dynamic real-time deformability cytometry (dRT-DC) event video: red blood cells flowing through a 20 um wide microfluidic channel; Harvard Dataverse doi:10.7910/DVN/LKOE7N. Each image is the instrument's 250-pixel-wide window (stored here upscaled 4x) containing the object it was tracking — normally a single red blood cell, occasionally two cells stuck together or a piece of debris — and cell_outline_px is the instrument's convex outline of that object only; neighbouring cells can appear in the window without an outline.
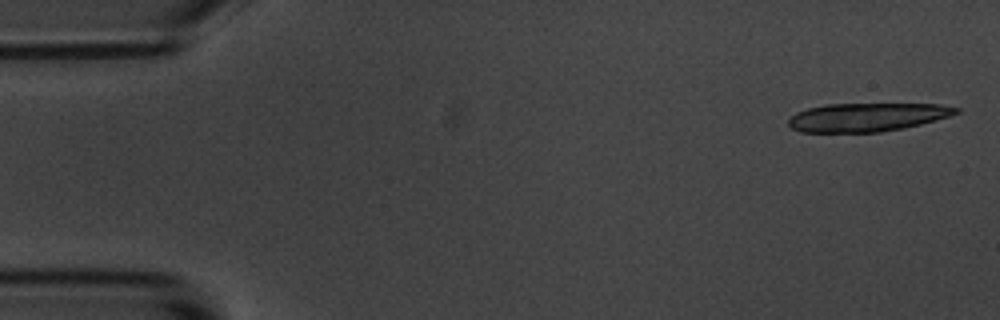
{"species": "common noctule bat (a hibernating species)", "species_latin": "Nyctalus noctula", "temperature_condition": "room temperature", "stored_images_in_passage": 6, "camera_frame_rate_fps": 3000, "um_per_image_px": 0.085, "animal": {"sex": "male", "body_mass_g": 20.1, "forearm_length_mm": 53.5}, "frame": {"image": 1, "passage_image": 1, "time_ms": 0.0, "image_size_px": [1000, 320], "cell_outline_px": [[960, 112], [948, 116], [920, 124], [904, 128], [880, 132], [800, 132], [792, 128], [788, 124], [788, 120], [796, 112], [808, 108], [828, 104], [940, 104], [960, 108]], "centroid_in_image_um": [73.69, 9.96], "position_along_channel_um": 11.3, "area_um2": 27.69}}